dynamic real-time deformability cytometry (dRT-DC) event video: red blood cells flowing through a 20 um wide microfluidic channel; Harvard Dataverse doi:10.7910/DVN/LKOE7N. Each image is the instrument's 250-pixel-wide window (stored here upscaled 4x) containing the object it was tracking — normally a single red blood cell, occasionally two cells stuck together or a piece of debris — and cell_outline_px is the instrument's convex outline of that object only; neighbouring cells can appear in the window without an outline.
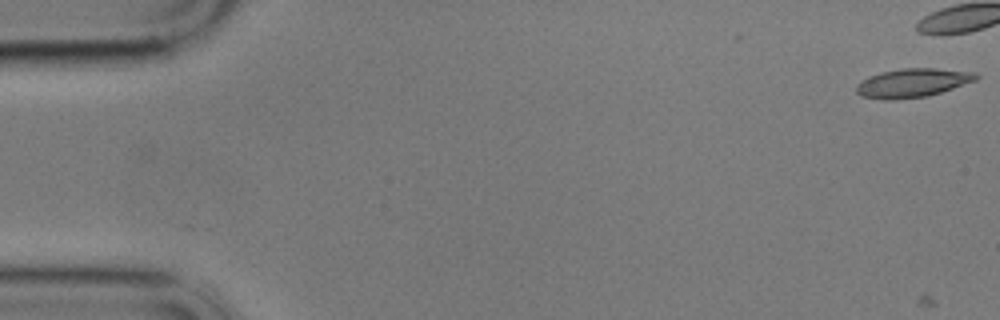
{"species": "common noctule bat (a hibernating species)", "species_latin": "Nyctalus noctula", "temperature_condition": "cold", "stored_images_in_passage": 9, "camera_frame_rate_fps": 3000, "um_per_image_px": 0.085, "animal": {"sex": "male", "body_mass_g": 17.9}, "frame": {"image": 1, "passage_image": 1, "time_ms": 0.0, "image_size_px": [1000, 320], "cell_outline_px": [[980, 76], [976, 80], [928, 96], [896, 100], [884, 100], [860, 96], [856, 92], [856, 84], [868, 76], [880, 72], [900, 68], [936, 68], [976, 72]], "centroid_in_image_um": [77.53, 7.04], "position_along_channel_um": 7.5, "area_um2": 20.29}}